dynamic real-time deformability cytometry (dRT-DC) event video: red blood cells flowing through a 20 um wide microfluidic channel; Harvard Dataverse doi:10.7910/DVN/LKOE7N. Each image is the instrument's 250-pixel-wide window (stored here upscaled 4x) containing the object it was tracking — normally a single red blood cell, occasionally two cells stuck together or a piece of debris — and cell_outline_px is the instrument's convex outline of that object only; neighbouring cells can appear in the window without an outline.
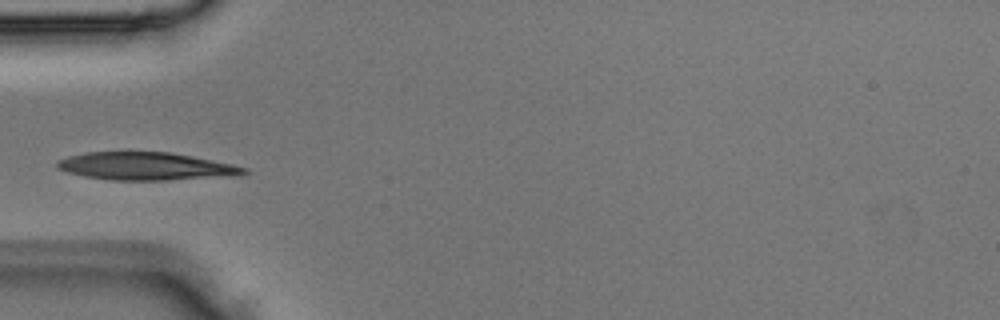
{"species": "Egyptian fruit bat (a non-hibernating species)", "species_latin": "Rousettus aegyptiacus", "temperature_condition": "room temperature", "stored_images_in_passage": 2, "camera_frame_rate_fps": 3000, "um_per_image_px": 0.085, "animal": {"sex": "male"}, "frame": {"image": 1, "passage_image": 2, "time_ms": 0.333, "image_size_px": [1000, 320], "cell_outline_px": [[248, 172], [244, 176], [168, 180], [108, 180], [84, 176], [68, 172], [56, 168], [56, 164], [60, 160], [68, 156], [84, 152], [172, 152], [232, 164], [248, 168]], "centroid_in_image_um": [12.48, 14.14], "position_along_channel_um": 72.5, "area_um2": 30.58}}